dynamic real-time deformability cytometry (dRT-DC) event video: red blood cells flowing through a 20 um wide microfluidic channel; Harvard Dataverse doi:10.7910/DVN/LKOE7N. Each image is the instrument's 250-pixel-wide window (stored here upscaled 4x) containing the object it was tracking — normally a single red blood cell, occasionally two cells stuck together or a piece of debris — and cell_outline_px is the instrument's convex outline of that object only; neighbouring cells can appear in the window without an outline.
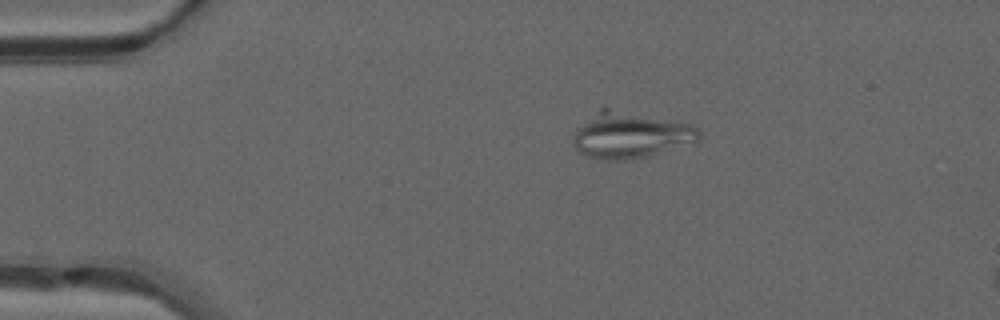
{"species": "common noctule bat (a hibernating species)", "species_latin": "Nyctalus noctula", "temperature_condition": "warm", "stored_images_in_passage": 16, "camera_frame_rate_fps": 3000, "um_per_image_px": 0.085, "animal": {"sex": "male", "forearm_length_mm": 52.5}, "frame": {"image": 1, "passage_image": 10, "time_ms": 3.0, "image_size_px": [1000, 320], "cell_outline_px": [[700, 140], [648, 156], [628, 160], [604, 160], [588, 156], [580, 152], [572, 144], [576, 128], [600, 108], [608, 108], [692, 124], [700, 132]], "centroid_in_image_um": [53.57, 11.49], "position_along_channel_um": 31.4, "area_um2": 33.47}}